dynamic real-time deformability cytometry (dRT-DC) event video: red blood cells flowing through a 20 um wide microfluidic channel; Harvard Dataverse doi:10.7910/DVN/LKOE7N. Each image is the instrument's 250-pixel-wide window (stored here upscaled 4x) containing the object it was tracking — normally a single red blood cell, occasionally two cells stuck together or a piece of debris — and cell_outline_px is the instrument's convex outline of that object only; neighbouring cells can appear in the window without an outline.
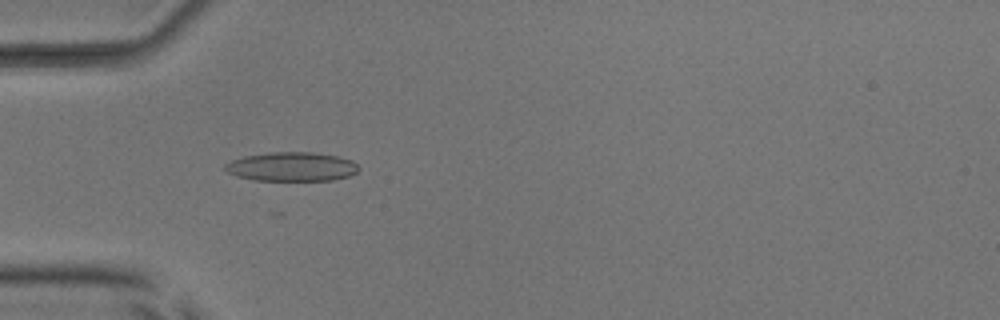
{"species": "common noctule bat (a hibernating species)", "species_latin": "Nyctalus noctula", "temperature_condition": "room temperature", "stored_images_in_passage": 36, "camera_frame_rate_fps": 3000, "um_per_image_px": 0.085, "animal": {"sex": "male", "body_mass_g": 17.9, "forearm_length_mm": 54.2}, "frame": {"image": 1, "passage_image": 9, "time_ms": 2.667, "image_size_px": [1000, 320], "cell_outline_px": [[360, 168], [356, 172], [348, 176], [332, 180], [252, 180], [236, 176], [228, 172], [224, 168], [224, 164], [232, 160], [244, 156], [268, 152], [312, 152], [336, 156], [352, 160]], "centroid_in_image_um": [24.77, 14.16], "position_along_channel_um": 60.2, "area_um2": 22.6}}
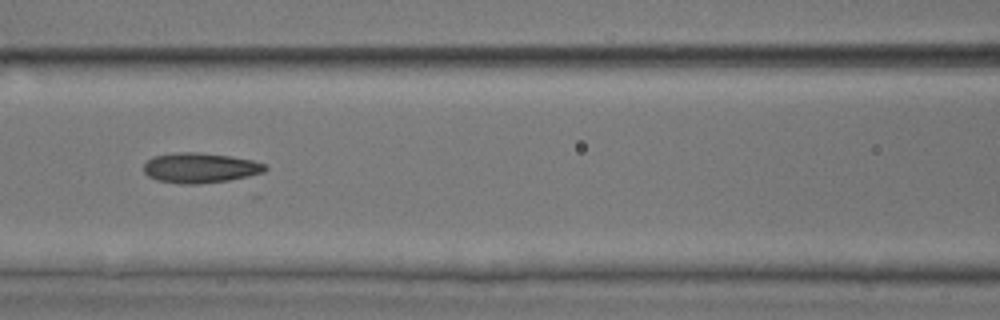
{"frame": {"image": 2, "passage_image": 16, "time_ms": 5.0, "image_size_px": [1000, 320], "cell_outline_px": [[268, 168], [264, 172], [248, 176], [228, 180], [200, 184], [180, 184], [156, 180], [148, 176], [144, 172], [144, 164], [152, 156], [176, 152], [196, 152], [228, 156], [252, 160], [264, 164]], "centroid_in_image_um": [16.97, 14.27], "position_along_channel_um": 149.6, "area_um2": 21.27}}
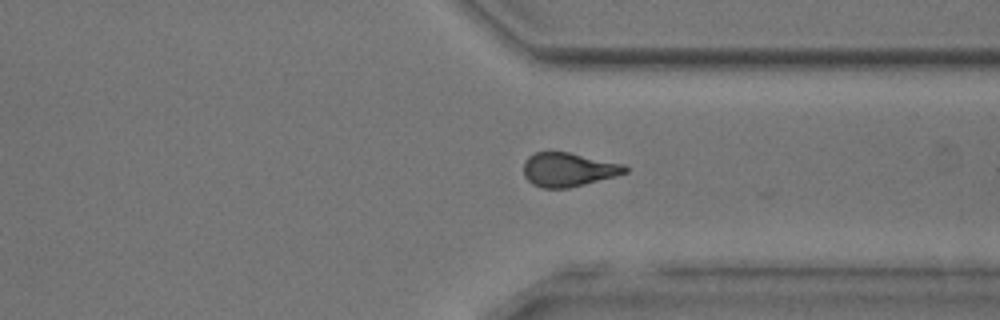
{"frame": {"image": 3, "passage_image": 32, "time_ms": 10.333, "image_size_px": [1000, 320], "cell_outline_px": [[628, 172], [616, 176], [568, 188], [540, 188], [532, 184], [524, 176], [524, 160], [528, 156], [536, 152], [568, 152], [624, 164], [628, 168]], "centroid_in_image_um": [48.3, 14.42], "position_along_channel_um": 363.1, "area_um2": 20.06}, "authors_computed_cell_mechanics": {"area_um2": 20.6346, "velocity_mm_per_s": 4.0057, "shape_relaxation_time_tau1_ms": 3.2752, "shape_relaxation_time_tau2_ms": 1.9491, "deformation_change_tau1": 0.1496, "deformation_change_tau2": 0.1064}}